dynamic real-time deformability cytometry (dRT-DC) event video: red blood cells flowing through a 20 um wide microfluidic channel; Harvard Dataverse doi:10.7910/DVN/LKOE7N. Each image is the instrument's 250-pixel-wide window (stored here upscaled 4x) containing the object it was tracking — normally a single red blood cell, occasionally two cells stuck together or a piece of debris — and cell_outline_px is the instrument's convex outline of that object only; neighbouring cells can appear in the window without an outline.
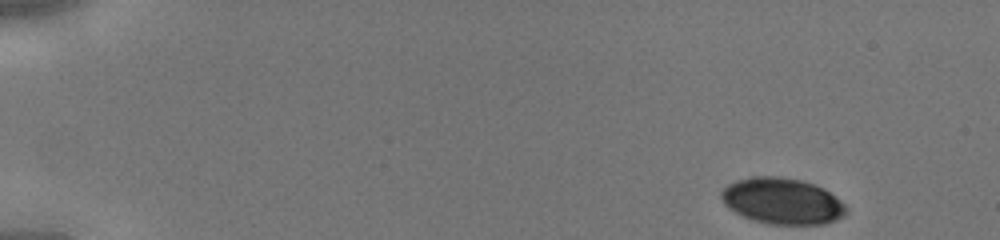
{"species": "human", "species_latin": "Homo sapiens", "temperature_condition": "cold", "stored_images_in_passage": 41, "camera_frame_rate_fps": 3000, "um_per_image_px": 0.085, "donor": {"sex": "male"}, "frame": {"image": 1, "passage_image": 1, "time_ms": 0.0, "image_size_px": [1000, 240], "cell_outline_px": [[848, 212], [844, 216], [836, 220], [824, 224], [768, 224], [752, 220], [728, 208], [724, 204], [720, 196], [720, 192], [728, 184], [736, 180], [752, 176], [780, 176], [800, 180], [816, 184], [824, 188], [840, 200], [848, 208]], "centroid_in_image_um": [66.5, 17.08], "position_along_channel_um": 18.5, "area_um2": 33.87}}
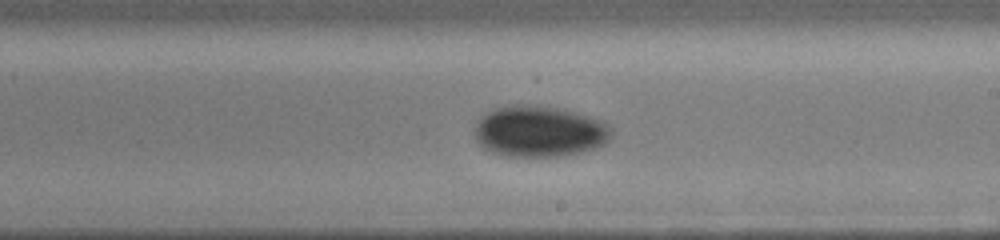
{"frame": {"image": 2, "passage_image": 24, "time_ms": 7.667, "image_size_px": [1000, 240], "cell_outline_px": [[612, 136], [604, 144], [596, 148], [580, 152], [560, 156], [504, 156], [492, 152], [484, 148], [476, 140], [472, 132], [476, 120], [484, 112], [508, 104], [540, 104], [576, 112], [604, 120], [612, 128]], "centroid_in_image_um": [45.81, 11.14], "position_along_channel_um": 243.2, "area_um2": 41.67}}
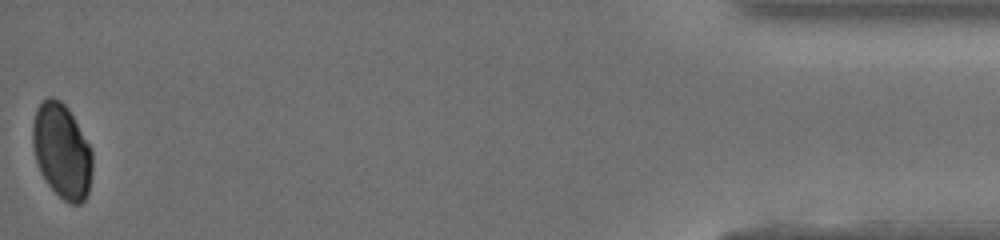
{"frame": {"image": 3, "passage_image": 41, "time_ms": 13.333, "image_size_px": [1000, 240], "cell_outline_px": [[92, 172], [88, 192], [84, 200], [80, 204], [68, 204], [48, 184], [40, 172], [36, 160], [32, 144], [32, 124], [36, 108], [48, 96], [52, 96], [60, 100], [68, 108], [88, 144], [92, 152]], "centroid_in_image_um": [5.24, 12.83], "position_along_channel_um": 430.0, "area_um2": 32.83}}